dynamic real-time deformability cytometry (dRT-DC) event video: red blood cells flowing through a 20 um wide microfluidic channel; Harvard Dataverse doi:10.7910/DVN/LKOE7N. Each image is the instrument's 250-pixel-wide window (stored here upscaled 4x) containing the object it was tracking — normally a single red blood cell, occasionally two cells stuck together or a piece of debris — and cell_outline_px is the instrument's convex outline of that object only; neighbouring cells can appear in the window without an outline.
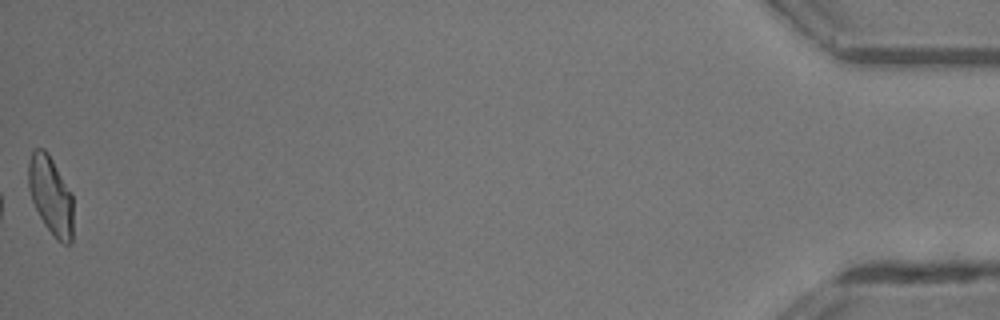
{"species": "common noctule bat (a hibernating species)", "species_latin": "Nyctalus noctula", "temperature_condition": "room temperature", "stored_images_in_passage": 39, "camera_frame_rate_fps": 3000, "um_per_image_px": 0.085, "animal": {"sex": "male", "body_mass_g": 13.3}, "frame": {"image": 1, "passage_image": 39, "time_ms": 12.667, "image_size_px": [1000, 320], "cell_outline_px": [[72, 244], [64, 244], [56, 240], [44, 224], [32, 200], [28, 188], [28, 160], [32, 148], [44, 148], [48, 152], [72, 192]], "centroid_in_image_um": [4.3, 16.58], "position_along_channel_um": 430.9, "area_um2": 20.75}, "authors_computed_cell_mechanics": {"area_um2": 21.3282, "velocity_mm_per_s": 4.4724, "shape_relaxation_time_tau1_ms": null, "shape_relaxation_time_tau2_ms": 3.6017, "deformation_change_tau1": null, "deformation_change_tau2": 0.1143}}